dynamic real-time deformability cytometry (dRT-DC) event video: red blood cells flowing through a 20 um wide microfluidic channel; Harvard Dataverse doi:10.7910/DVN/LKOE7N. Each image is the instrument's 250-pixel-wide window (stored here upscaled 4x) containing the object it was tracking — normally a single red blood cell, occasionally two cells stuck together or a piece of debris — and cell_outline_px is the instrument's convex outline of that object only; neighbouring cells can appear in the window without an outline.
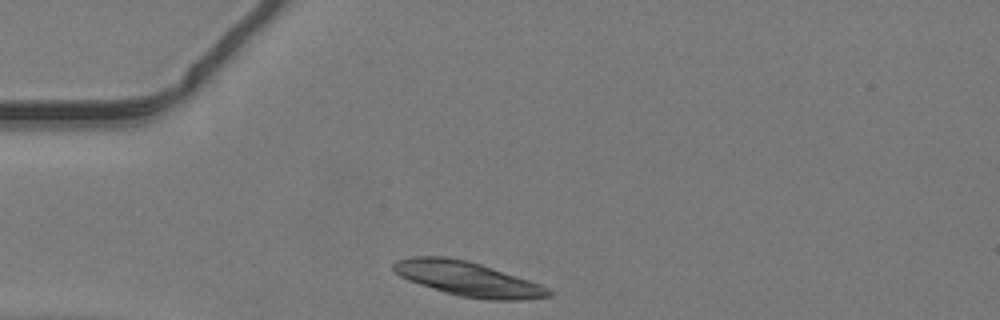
{"species": "common noctule bat (a hibernating species)", "species_latin": "Nyctalus noctula", "temperature_condition": "warm", "stored_images_in_passage": 17, "camera_frame_rate_fps": 3000, "um_per_image_px": 0.085, "animal": {"sex": "male", "body_mass_g": 19.2, "forearm_length_mm": 51.8}, "frame": {"image": 1, "passage_image": 1, "time_ms": 0.0, "image_size_px": [1000, 320], "cell_outline_px": [[552, 296], [520, 300], [488, 300], [460, 296], [444, 292], [408, 280], [400, 276], [392, 268], [392, 264], [396, 260], [412, 256], [444, 256], [468, 260], [540, 284], [548, 288], [552, 292]], "centroid_in_image_um": [39.74, 23.7], "position_along_channel_um": 45.3, "area_um2": 30.98}}